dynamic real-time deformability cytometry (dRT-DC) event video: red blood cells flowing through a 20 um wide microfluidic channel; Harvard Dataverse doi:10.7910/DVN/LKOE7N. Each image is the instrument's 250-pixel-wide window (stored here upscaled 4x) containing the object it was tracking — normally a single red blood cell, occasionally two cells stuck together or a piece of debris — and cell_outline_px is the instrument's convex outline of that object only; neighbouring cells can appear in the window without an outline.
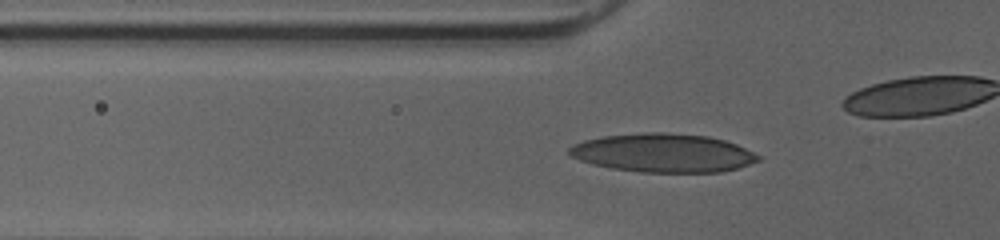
{"species": "human", "species_latin": "Homo sapiens", "temperature_condition": "cold", "stored_images_in_passage": 40, "camera_frame_rate_fps": 3000, "um_per_image_px": 0.085, "donor": {"sex": "female"}, "frame": {"image": 1, "passage_image": 16, "time_ms": 5.0, "image_size_px": [1000, 240], "cell_outline_px": [[760, 160], [736, 168], [720, 172], [640, 172], [612, 168], [592, 164], [568, 156], [568, 148], [572, 144], [584, 140], [604, 136], [644, 132], [664, 132], [708, 136], [724, 140], [736, 144], [760, 156]], "centroid_in_image_um": [56.31, 12.99], "position_along_channel_um": 69.5, "area_um2": 42.48}}
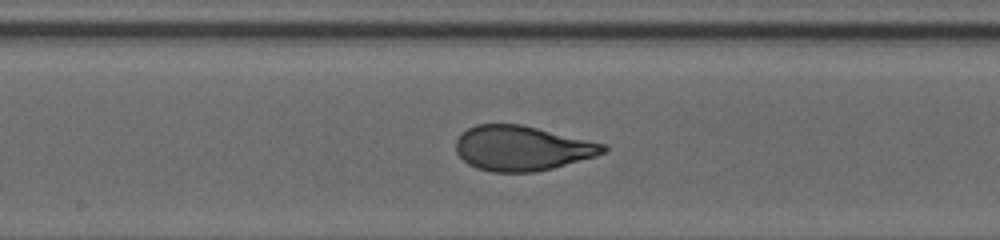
{"frame": {"image": 2, "passage_image": 26, "time_ms": 8.333, "image_size_px": [1000, 240], "cell_outline_px": [[608, 148], [604, 152], [596, 156], [552, 168], [532, 172], [492, 172], [476, 168], [468, 164], [456, 152], [456, 140], [468, 128], [476, 124], [520, 124], [608, 144]], "centroid_in_image_um": [44.38, 12.6], "position_along_channel_um": 203.8, "area_um2": 38.44}}
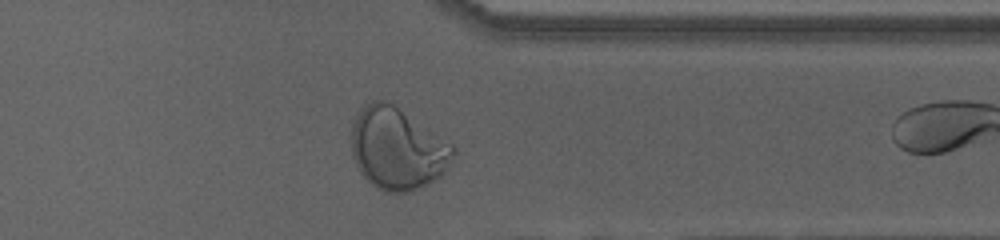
{"frame": {"image": 3, "passage_image": 39, "time_ms": 12.667, "image_size_px": [1000, 240], "cell_outline_px": [[456, 152], [444, 172], [440, 176], [428, 184], [412, 192], [384, 192], [376, 188], [360, 172], [352, 156], [352, 120], [364, 104], [372, 100], [388, 100], [452, 144], [456, 148]], "centroid_in_image_um": [33.76, 12.63], "position_along_channel_um": 377.6, "area_um2": 48.73}}